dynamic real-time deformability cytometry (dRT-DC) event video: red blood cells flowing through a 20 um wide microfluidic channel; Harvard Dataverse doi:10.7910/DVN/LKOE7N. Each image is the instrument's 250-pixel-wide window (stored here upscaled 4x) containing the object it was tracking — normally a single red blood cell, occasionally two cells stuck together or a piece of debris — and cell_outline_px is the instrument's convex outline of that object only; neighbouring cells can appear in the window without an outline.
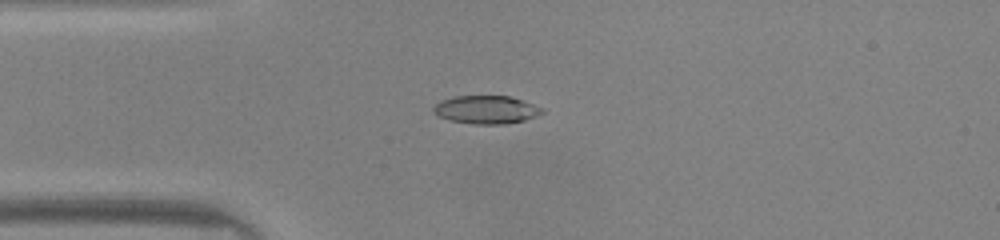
{"species": "common noctule bat (a hibernating species)", "species_latin": "Nyctalus noctula", "temperature_condition": "warm", "stored_images_in_passage": 46, "camera_frame_rate_fps": 3000, "um_per_image_px": 0.085, "animal": {"sex": "male", "body_mass_g": 20.0, "forearm_length_mm": 53.3}, "frame": {"image": 1, "passage_image": 10, "time_ms": 3.0, "image_size_px": [1000, 240], "cell_outline_px": [[544, 112], [536, 116], [524, 120], [504, 124], [476, 124], [452, 120], [440, 116], [432, 108], [436, 104], [444, 100], [456, 96], [508, 96], [524, 100], [544, 108]], "centroid_in_image_um": [41.41, 9.31], "position_along_channel_um": 43.6, "area_um2": 17.51}}
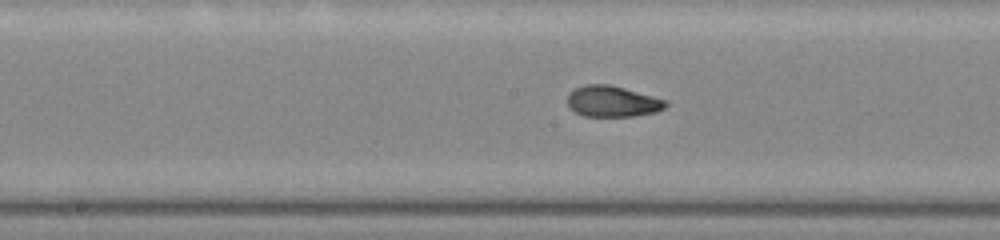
{"frame": {"image": 2, "passage_image": 22, "time_ms": 7.0, "image_size_px": [1000, 240], "cell_outline_px": [[668, 104], [664, 108], [656, 112], [632, 116], [584, 116], [576, 112], [568, 104], [568, 96], [576, 88], [588, 84], [608, 84], [624, 88], [668, 100]], "centroid_in_image_um": [52.1, 8.62], "position_along_channel_um": 196.1, "area_um2": 17.51}}
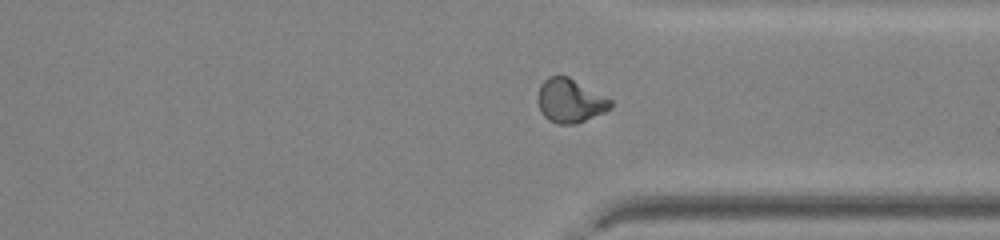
{"frame": {"image": 3, "passage_image": 34, "time_ms": 11.0, "image_size_px": [1000, 240], "cell_outline_px": [[612, 108], [604, 112], [576, 124], [556, 124], [548, 120], [540, 112], [536, 96], [540, 84], [548, 76], [568, 76], [612, 100]], "centroid_in_image_um": [48.42, 8.57], "position_along_channel_um": 363.0, "area_um2": 18.73}, "authors_computed_cell_mechanics": {"area_um2": 18.1203, "velocity_mm_per_s": 4.1902, "shape_relaxation_time_tau1_ms": 7.8803, "shape_relaxation_time_tau2_ms": 0.9938, "deformation_change_tau1": 0.3157, "deformation_change_tau2": 0.0625}}